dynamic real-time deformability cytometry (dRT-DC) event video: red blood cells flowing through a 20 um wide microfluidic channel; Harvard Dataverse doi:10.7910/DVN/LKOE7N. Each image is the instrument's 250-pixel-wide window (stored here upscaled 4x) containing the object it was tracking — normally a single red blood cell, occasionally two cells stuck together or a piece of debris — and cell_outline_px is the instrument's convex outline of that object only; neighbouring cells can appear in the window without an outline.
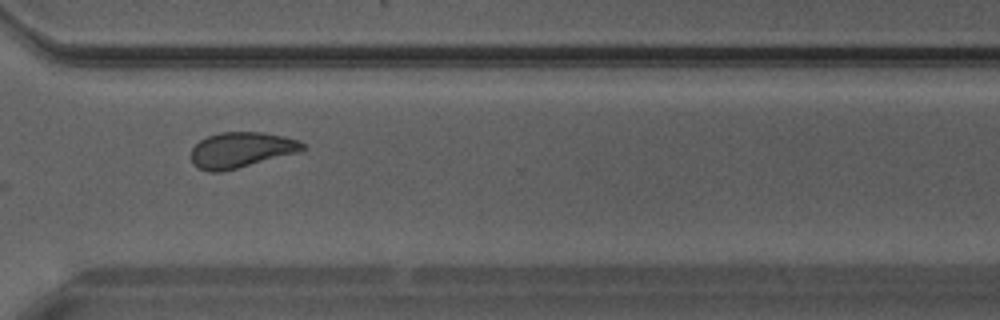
{"species": "Egyptian fruit bat (a non-hibernating species)", "species_latin": "Rousettus aegyptiacus", "temperature_condition": "warm", "stored_images_in_passage": 23, "camera_frame_rate_fps": 3000, "um_per_image_px": 0.085, "animal": {"sex": "male"}, "frame": {"image": 1, "passage_image": 16, "time_ms": 5.0, "image_size_px": [1000, 320], "cell_outline_px": [[308, 148], [300, 152], [220, 172], [208, 172], [196, 168], [192, 164], [192, 148], [200, 140], [208, 136], [220, 132], [264, 132], [300, 140]], "centroid_in_image_um": [20.51, 12.74], "position_along_channel_um": 350.1, "area_um2": 23.18}}